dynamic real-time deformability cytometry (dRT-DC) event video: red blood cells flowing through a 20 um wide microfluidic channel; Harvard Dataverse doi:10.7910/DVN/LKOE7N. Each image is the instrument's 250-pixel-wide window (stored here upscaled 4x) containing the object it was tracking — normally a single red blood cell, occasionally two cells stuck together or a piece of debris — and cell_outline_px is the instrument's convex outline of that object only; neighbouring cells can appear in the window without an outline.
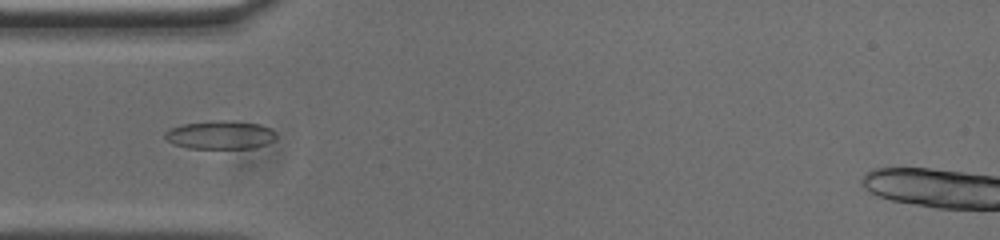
{"species": "common noctule bat (a hibernating species)", "species_latin": "Nyctalus noctula", "temperature_condition": "cold", "stored_images_in_passage": 41, "camera_frame_rate_fps": 3000, "um_per_image_px": 0.085, "animal": {"sex": "male", "body_mass_g": 20.0, "forearm_length_mm": 53.3}, "frame": {"image": 1, "passage_image": 3, "time_ms": 0.667, "image_size_px": [1000, 240], "cell_outline_px": [[276, 136], [272, 140], [264, 144], [252, 148], [188, 148], [172, 144], [164, 136], [164, 132], [168, 128], [184, 124], [212, 120], [232, 120], [260, 124], [268, 128]], "centroid_in_image_um": [18.65, 11.45], "position_along_channel_um": 66.4, "area_um2": 18.32}}
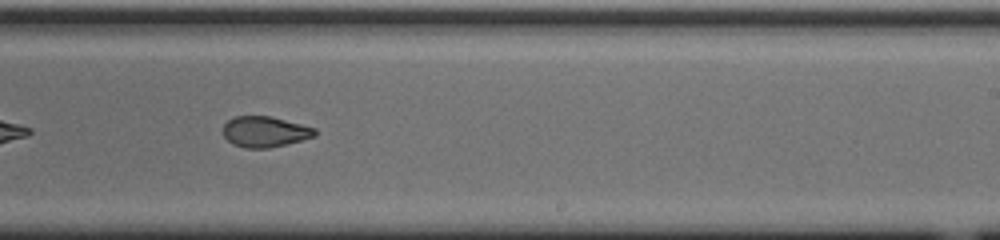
{"frame": {"image": 2, "passage_image": 19, "time_ms": 6.0, "image_size_px": [1000, 240], "cell_outline_px": [[316, 136], [268, 148], [244, 148], [232, 144], [224, 136], [224, 124], [228, 120], [236, 116], [272, 116], [316, 128]], "centroid_in_image_um": [22.51, 11.19], "position_along_channel_um": 266.5, "area_um2": 16.36}}
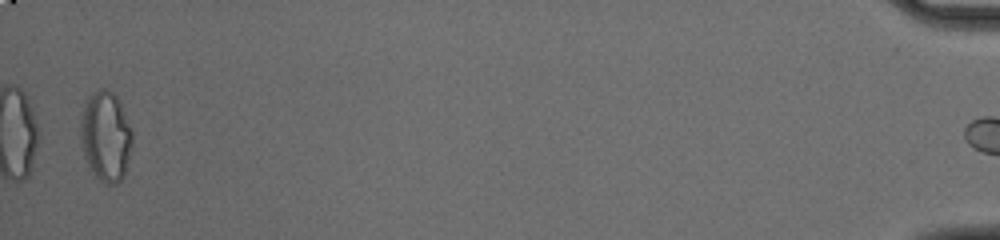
{"frame": {"image": 3, "passage_image": 40, "time_ms": 13.0, "image_size_px": [1000, 240], "cell_outline_px": [[132, 148], [124, 176], [116, 184], [104, 184], [88, 168], [80, 140], [80, 112], [88, 96], [96, 88], [104, 88], [112, 92], [120, 100], [132, 128]], "centroid_in_image_um": [8.98, 11.55], "position_along_channel_um": 426.2, "area_um2": 27.92}, "authors_computed_cell_mechanics": {"area_um2": 17.5134, "velocity_mm_per_s": 3.7444, "shape_relaxation_time_tau1_ms": null, "shape_relaxation_time_tau2_ms": 2.4684, "deformation_change_tau1": null, "deformation_change_tau2": 0.0739}}